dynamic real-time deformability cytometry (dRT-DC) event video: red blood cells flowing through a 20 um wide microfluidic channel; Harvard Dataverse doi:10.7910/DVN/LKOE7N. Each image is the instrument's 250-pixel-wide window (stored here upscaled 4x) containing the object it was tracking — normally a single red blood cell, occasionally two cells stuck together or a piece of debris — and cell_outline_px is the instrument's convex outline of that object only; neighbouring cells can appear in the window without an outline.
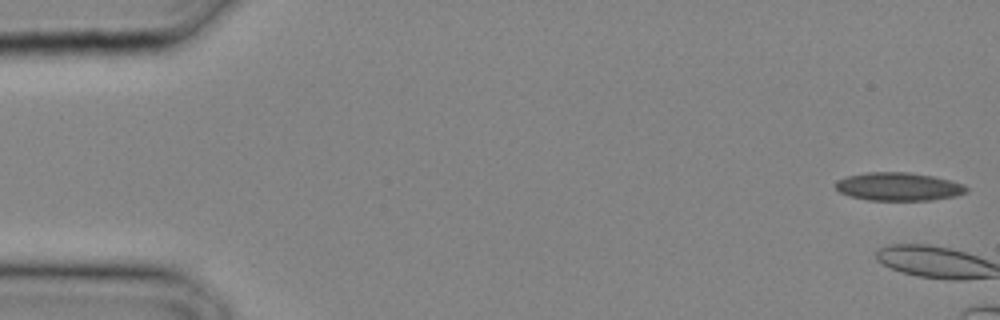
{"species": "common noctule bat (a hibernating species)", "species_latin": "Nyctalus noctula", "temperature_condition": "cold", "stored_images_in_passage": 2, "camera_frame_rate_fps": 3000, "um_per_image_px": 0.085, "animal": {"sex": "male", "body_mass_g": 20.4}, "frame": {"image": 1, "passage_image": 1, "time_ms": 0.0, "image_size_px": [1000, 320], "cell_outline_px": [[968, 192], [956, 196], [932, 200], [868, 200], [848, 196], [840, 192], [836, 188], [836, 180], [848, 176], [868, 172], [908, 172], [932, 176], [964, 184], [968, 188]], "centroid_in_image_um": [76.38, 15.87], "position_along_channel_um": 8.6, "area_um2": 21.5}}